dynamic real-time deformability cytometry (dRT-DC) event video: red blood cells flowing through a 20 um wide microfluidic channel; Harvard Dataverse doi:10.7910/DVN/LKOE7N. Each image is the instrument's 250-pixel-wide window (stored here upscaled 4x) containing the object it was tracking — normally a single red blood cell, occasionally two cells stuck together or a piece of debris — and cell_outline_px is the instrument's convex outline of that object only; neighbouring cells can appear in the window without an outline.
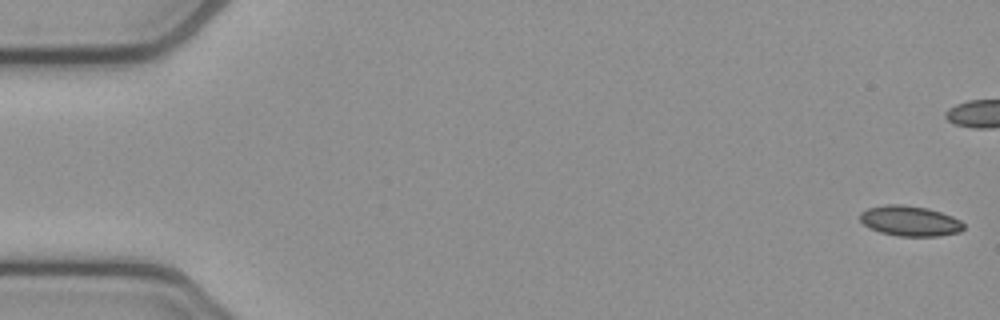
{"species": "common noctule bat (a hibernating species)", "species_latin": "Nyctalus noctula", "temperature_condition": "cold", "stored_images_in_passage": 43, "camera_frame_rate_fps": 3000, "um_per_image_px": 0.085, "animal": {"sex": "female", "body_mass_g": 21.9}, "frame": {"image": 1, "passage_image": 1, "time_ms": 0.0, "image_size_px": [1000, 320], "cell_outline_px": [[964, 228], [960, 232], [940, 236], [896, 236], [880, 232], [868, 228], [860, 220], [860, 212], [868, 208], [884, 204], [900, 204], [928, 208], [952, 216], [960, 220], [964, 224]], "centroid_in_image_um": [77.33, 18.78], "position_along_channel_um": 7.7, "area_um2": 18.44}}
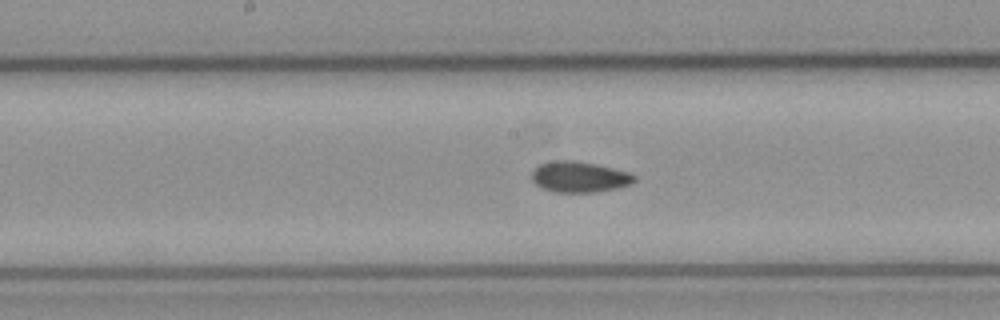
{"frame": {"image": 2, "passage_image": 27, "time_ms": 8.667, "image_size_px": [1000, 320], "cell_outline_px": [[636, 180], [632, 184], [616, 188], [596, 192], [556, 192], [544, 188], [536, 184], [532, 180], [532, 172], [540, 164], [556, 160], [572, 160], [596, 164], [632, 172], [636, 176]], "centroid_in_image_um": [49.3, 15.03], "position_along_channel_um": 198.9, "area_um2": 18.44}}
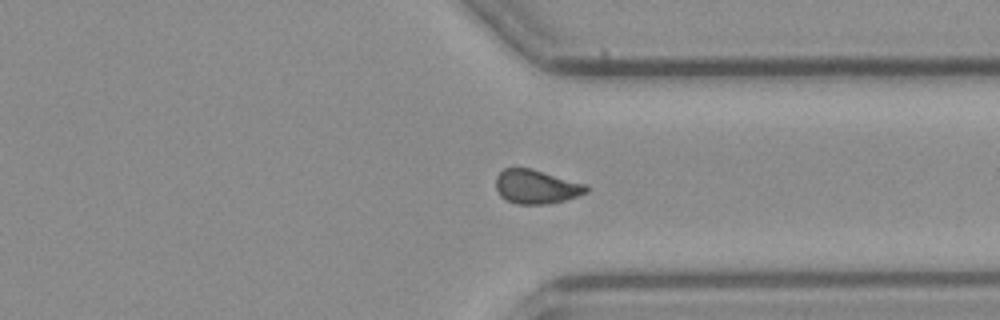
{"frame": {"image": 3, "passage_image": 40, "time_ms": 13.0, "image_size_px": [1000, 320], "cell_outline_px": [[588, 192], [552, 204], [520, 204], [508, 200], [500, 196], [496, 188], [496, 176], [504, 168], [532, 168], [588, 184]], "centroid_in_image_um": [45.61, 15.86], "position_along_channel_um": 365.8, "area_um2": 18.03}}